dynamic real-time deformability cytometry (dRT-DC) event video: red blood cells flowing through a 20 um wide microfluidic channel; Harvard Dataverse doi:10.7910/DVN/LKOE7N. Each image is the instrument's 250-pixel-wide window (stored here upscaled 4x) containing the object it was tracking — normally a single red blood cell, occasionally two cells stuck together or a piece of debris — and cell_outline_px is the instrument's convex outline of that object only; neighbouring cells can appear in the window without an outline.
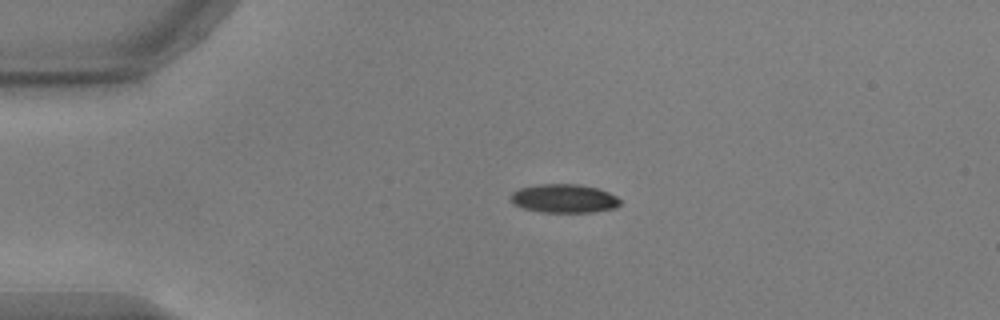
{"species": "common noctule bat (a hibernating species)", "species_latin": "Nyctalus noctula", "temperature_condition": "warm", "stored_images_in_passage": 43, "camera_frame_rate_fps": 3000, "um_per_image_px": 0.085, "animal": {"sex": "male", "body_mass_g": 17.9, "forearm_length_mm": 54.2}, "frame": {"image": 1, "passage_image": 1, "time_ms": 0.0, "image_size_px": [1000, 320], "cell_outline_px": [[620, 204], [616, 208], [592, 212], [540, 212], [524, 208], [512, 204], [508, 200], [508, 196], [512, 192], [520, 188], [536, 184], [580, 184], [596, 188], [608, 192], [616, 196], [620, 200]], "centroid_in_image_um": [47.89, 16.87], "position_along_channel_um": 37.1, "area_um2": 18.5}}
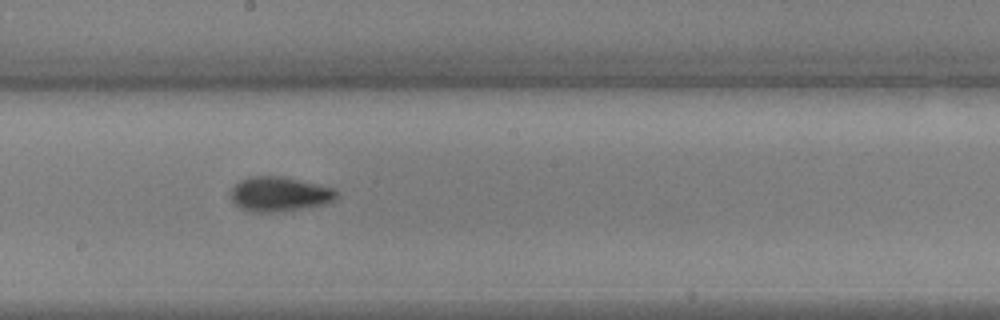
{"frame": {"image": 2, "passage_image": 19, "time_ms": 6.0, "image_size_px": [1000, 320], "cell_outline_px": [[340, 196], [324, 204], [308, 208], [280, 212], [252, 212], [240, 208], [232, 204], [228, 192], [240, 180], [248, 176], [284, 176], [336, 188], [340, 192]], "centroid_in_image_um": [23.75, 16.5], "position_along_channel_um": 224.5, "area_um2": 22.08}}
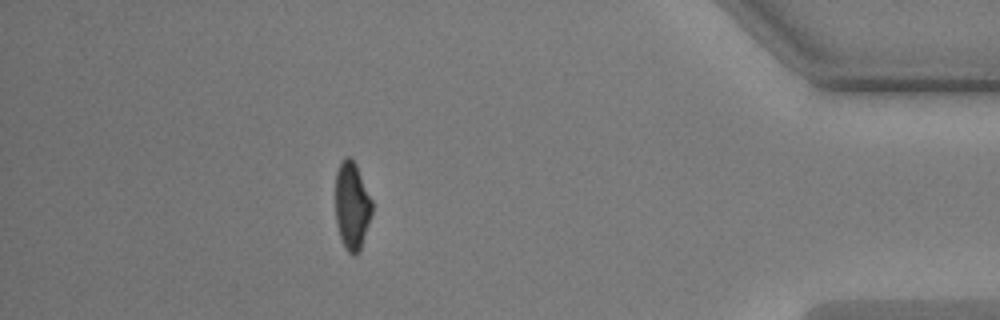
{"frame": {"image": 3, "passage_image": 37, "time_ms": 12.0, "image_size_px": [1000, 320], "cell_outline_px": [[372, 212], [360, 252], [356, 256], [352, 256], [344, 248], [336, 224], [336, 172], [340, 160], [344, 156], [348, 156], [356, 164], [372, 200]], "centroid_in_image_um": [29.91, 17.51], "position_along_channel_um": 405.3, "area_um2": 18.9}, "authors_computed_cell_mechanics": {"area_um2": 19.5942, "velocity_mm_per_s": 3.7469, "shape_relaxation_time_tau1_ms": 2.5624, "shape_relaxation_time_tau2_ms": 1.9469, "deformation_change_tau1": 0.1676, "deformation_change_tau2": 0.0818}}